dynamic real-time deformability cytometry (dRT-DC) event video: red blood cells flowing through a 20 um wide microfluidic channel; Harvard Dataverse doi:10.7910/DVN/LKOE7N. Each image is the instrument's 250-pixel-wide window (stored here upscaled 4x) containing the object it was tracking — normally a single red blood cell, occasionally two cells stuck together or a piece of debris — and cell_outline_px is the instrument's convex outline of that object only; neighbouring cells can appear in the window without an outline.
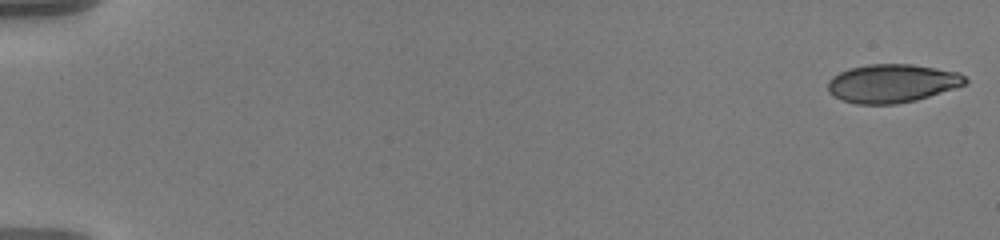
{"species": "human", "species_latin": "Homo sapiens", "temperature_condition": "warm", "stored_images_in_passage": 57, "camera_frame_rate_fps": 3000, "um_per_image_px": 0.085, "donor": {"sex": "male"}, "frame": {"image": 1, "passage_image": 1, "time_ms": 0.0, "image_size_px": [1000, 240], "cell_outline_px": [[968, 84], [916, 100], [896, 104], [856, 104], [844, 100], [828, 92], [828, 80], [832, 76], [848, 68], [868, 64], [912, 64], [960, 72], [968, 80]], "centroid_in_image_um": [75.85, 7.08], "position_along_channel_um": 9.2, "area_um2": 30.87}}
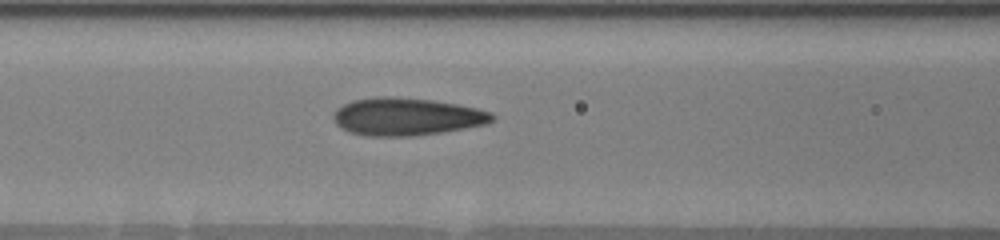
{"frame": {"image": 2, "passage_image": 26, "time_ms": 8.333, "image_size_px": [1000, 240], "cell_outline_px": [[496, 116], [488, 124], [440, 132], [412, 136], [368, 136], [348, 132], [340, 128], [336, 124], [332, 116], [336, 108], [352, 100], [376, 96], [392, 96], [432, 100], [456, 104], [476, 108], [492, 112]], "centroid_in_image_um": [34.53, 9.91], "position_along_channel_um": 132.1, "area_um2": 34.97}}
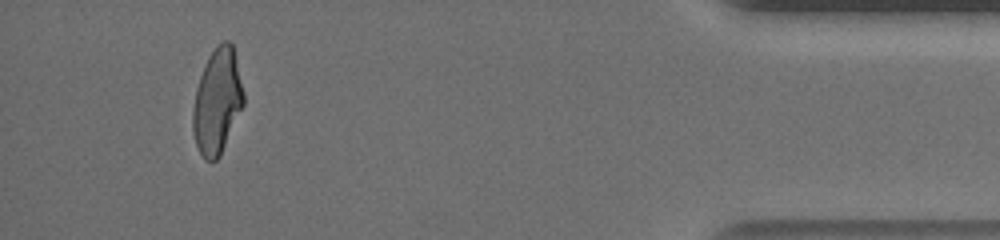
{"frame": {"image": 3, "passage_image": 54, "time_ms": 17.667, "image_size_px": [1000, 240], "cell_outline_px": [[244, 104], [220, 156], [216, 160], [204, 160], [196, 144], [192, 132], [192, 112], [196, 88], [204, 64], [208, 56], [224, 40], [228, 40], [232, 44], [244, 92]], "centroid_in_image_um": [18.45, 8.64], "position_along_channel_um": 416.7, "area_um2": 30.92}, "authors_computed_cell_mechanics": {"area_um2": 32.4836, "velocity_mm_per_s": 3.6051, "shape_relaxation_time_tau1_ms": 7.4526, "shape_relaxation_time_tau2_ms": 0.9324, "deformation_change_tau1": 0.2129, "deformation_change_tau2": 0.0796}}